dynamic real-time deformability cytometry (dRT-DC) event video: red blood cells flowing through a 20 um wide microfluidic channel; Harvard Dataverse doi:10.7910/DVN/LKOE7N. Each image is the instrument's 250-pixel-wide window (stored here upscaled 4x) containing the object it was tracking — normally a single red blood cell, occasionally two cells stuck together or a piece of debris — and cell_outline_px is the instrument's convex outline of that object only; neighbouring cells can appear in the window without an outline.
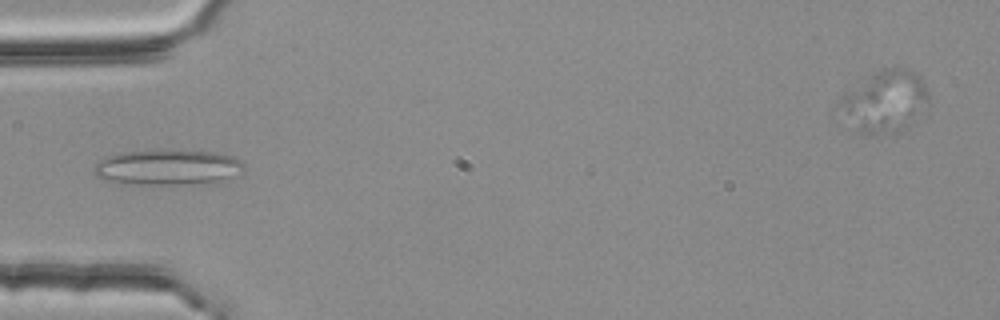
{"species": "common noctule bat (a hibernating species)", "species_latin": "Nyctalus noctula", "temperature_condition": "room temperature", "stored_images_in_passage": 1, "camera_frame_rate_fps": 3000, "um_per_image_px": 0.085, "animal": {"sex": "female", "body_mass_g": 25.1}, "frame": {"image": 1, "passage_image": 1, "time_ms": 0.0, "image_size_px": [1000, 320], "cell_outline_px": [[244, 168], [220, 180], [188, 184], [116, 184], [104, 180], [96, 176], [92, 168], [104, 156], [120, 152], [164, 148], [216, 152], [232, 156], [240, 160], [244, 164]], "centroid_in_image_um": [14.12, 14.18], "position_along_channel_um": 70.9, "area_um2": 31.5}}